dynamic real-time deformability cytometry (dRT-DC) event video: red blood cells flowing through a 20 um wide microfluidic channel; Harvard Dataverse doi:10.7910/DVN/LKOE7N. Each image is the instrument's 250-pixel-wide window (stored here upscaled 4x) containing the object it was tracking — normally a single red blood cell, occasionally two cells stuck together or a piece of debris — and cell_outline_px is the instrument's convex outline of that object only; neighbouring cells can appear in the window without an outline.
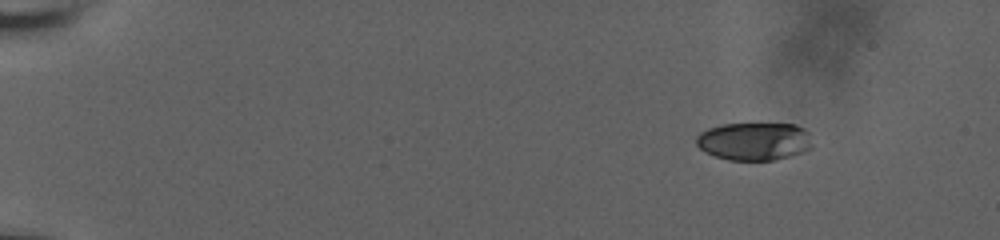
{"species": "human", "species_latin": "Homo sapiens", "temperature_condition": "room temperature", "stored_images_in_passage": 52, "camera_frame_rate_fps": 3000, "um_per_image_px": 0.085, "donor": {"sex": "male"}, "frame": {"image": 1, "passage_image": 1, "time_ms": 0.0, "image_size_px": [1000, 240], "cell_outline_px": [[812, 148], [804, 152], [772, 160], [728, 160], [704, 152], [696, 144], [696, 136], [700, 132], [708, 128], [720, 124], [796, 124], [804, 128], [808, 132], [812, 144]], "centroid_in_image_um": [64.1, 12.0], "position_along_channel_um": 20.9, "area_um2": 25.78}}
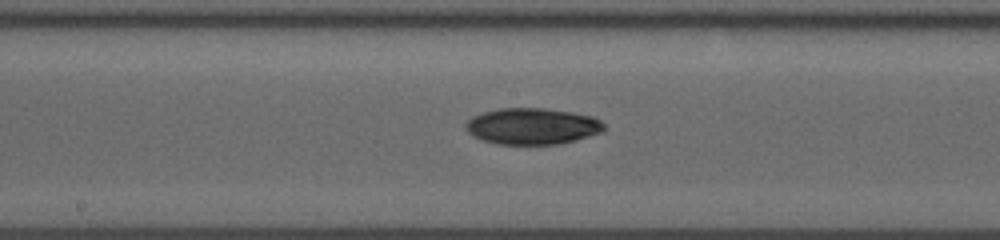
{"frame": {"image": 2, "passage_image": 27, "time_ms": 8.667, "image_size_px": [1000, 240], "cell_outline_px": [[604, 132], [576, 140], [560, 144], [500, 144], [484, 140], [472, 136], [464, 128], [464, 124], [472, 116], [484, 112], [500, 108], [544, 108], [572, 112], [592, 116], [600, 120], [604, 124]], "centroid_in_image_um": [45.25, 10.73], "position_along_channel_um": 203.0, "area_um2": 29.42}}
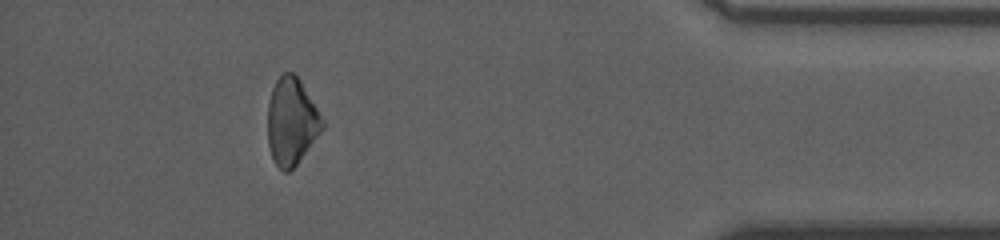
{"frame": {"image": 3, "passage_image": 47, "time_ms": 15.333, "image_size_px": [1000, 240], "cell_outline_px": [[324, 128], [296, 164], [288, 172], [284, 172], [276, 164], [272, 156], [268, 144], [268, 104], [272, 88], [276, 80], [284, 72], [292, 72], [300, 80], [324, 120]], "centroid_in_image_um": [24.78, 10.31], "position_along_channel_um": 410.4, "area_um2": 27.4}}